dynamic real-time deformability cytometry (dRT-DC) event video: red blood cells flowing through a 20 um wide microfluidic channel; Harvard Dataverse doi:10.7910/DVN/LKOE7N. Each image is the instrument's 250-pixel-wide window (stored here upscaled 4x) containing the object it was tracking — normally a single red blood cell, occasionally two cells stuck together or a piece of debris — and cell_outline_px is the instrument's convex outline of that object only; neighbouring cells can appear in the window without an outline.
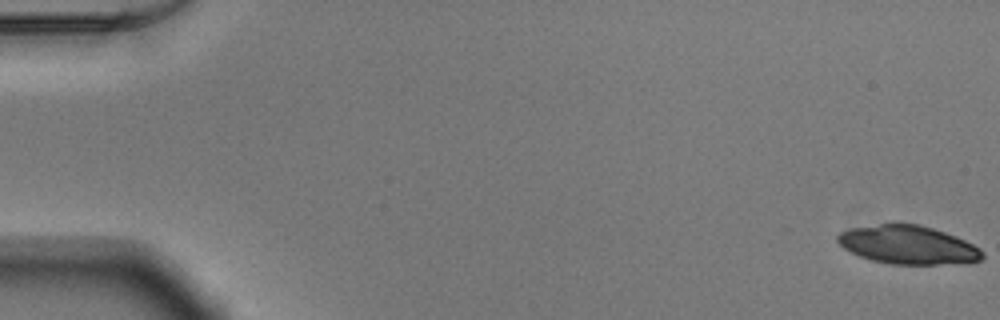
{"species": "Egyptian fruit bat (a non-hibernating species)", "species_latin": "Rousettus aegyptiacus", "temperature_condition": "warm", "stored_images_in_passage": 24, "camera_frame_rate_fps": 3000, "um_per_image_px": 0.085, "animal": {"sex": "male"}, "frame": {"image": 1, "passage_image": 1, "time_ms": 0.0, "image_size_px": [1000, 320], "cell_outline_px": [[984, 256], [980, 260], [936, 264], [888, 264], [872, 260], [860, 256], [844, 248], [836, 240], [836, 236], [840, 232], [852, 228], [892, 220], [920, 224], [956, 236], [980, 248], [984, 252]], "centroid_in_image_um": [77.12, 20.76], "position_along_channel_um": 7.9, "area_um2": 32.83}}